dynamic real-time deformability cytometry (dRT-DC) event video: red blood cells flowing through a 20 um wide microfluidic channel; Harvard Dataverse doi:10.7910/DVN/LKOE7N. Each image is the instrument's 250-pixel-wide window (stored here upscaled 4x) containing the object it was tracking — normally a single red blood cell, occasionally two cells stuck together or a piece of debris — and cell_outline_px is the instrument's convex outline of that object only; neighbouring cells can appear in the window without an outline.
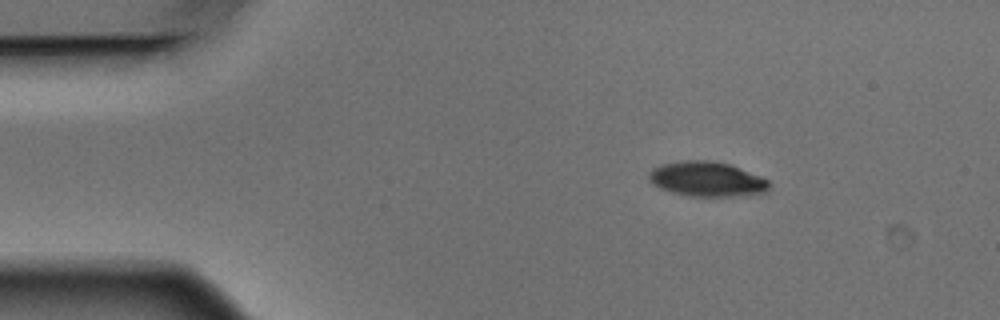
{"species": "Egyptian fruit bat (a non-hibernating species)", "species_latin": "Rousettus aegyptiacus", "temperature_condition": "warm", "stored_images_in_passage": 8, "camera_frame_rate_fps": 3000, "um_per_image_px": 0.085, "animal": {"sex": "male"}, "frame": {"image": 1, "passage_image": 1, "time_ms": 0.0, "image_size_px": [1000, 320], "cell_outline_px": [[768, 192], [748, 196], [688, 196], [672, 192], [660, 188], [652, 184], [648, 180], [648, 172], [652, 168], [664, 164], [684, 160], [712, 160], [732, 164], [760, 176], [768, 180]], "centroid_in_image_um": [60.1, 15.22], "position_along_channel_um": 24.9, "area_um2": 24.74}}